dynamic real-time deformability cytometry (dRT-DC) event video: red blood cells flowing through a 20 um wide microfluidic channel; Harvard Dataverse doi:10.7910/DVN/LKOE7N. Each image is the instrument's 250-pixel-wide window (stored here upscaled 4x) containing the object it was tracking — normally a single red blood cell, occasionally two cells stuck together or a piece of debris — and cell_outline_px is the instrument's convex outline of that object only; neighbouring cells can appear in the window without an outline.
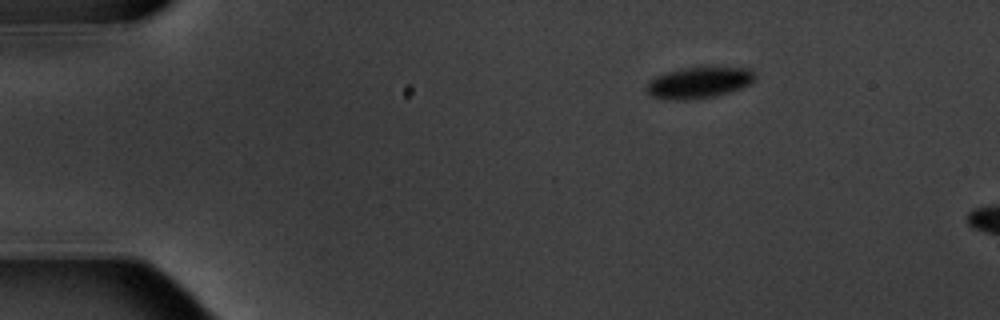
{"species": "common noctule bat (a hibernating species)", "species_latin": "Nyctalus noctula", "temperature_condition": "warm", "stored_images_in_passage": 3, "camera_frame_rate_fps": 3000, "um_per_image_px": 0.085, "animal": {"sex": "male", "body_mass_g": 20.1, "forearm_length_mm": 53.5}, "frame": {"image": 1, "passage_image": 1, "time_ms": 0.0, "image_size_px": [1000, 320], "cell_outline_px": [[756, 76], [748, 84], [740, 88], [728, 92], [712, 96], [688, 100], [672, 100], [652, 96], [648, 92], [648, 84], [656, 76], [680, 68], [748, 68]], "centroid_in_image_um": [59.39, 7.03], "position_along_channel_um": 25.6, "area_um2": 19.02}}